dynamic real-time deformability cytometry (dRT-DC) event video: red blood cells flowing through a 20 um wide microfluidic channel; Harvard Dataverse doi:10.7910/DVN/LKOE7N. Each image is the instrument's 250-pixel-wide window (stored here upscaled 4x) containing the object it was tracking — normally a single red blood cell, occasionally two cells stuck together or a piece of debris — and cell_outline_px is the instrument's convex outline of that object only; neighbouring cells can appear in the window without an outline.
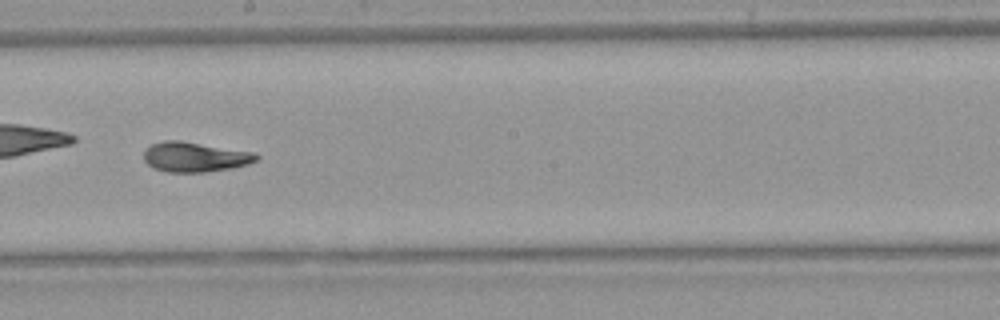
{"species": "Egyptian fruit bat (a non-hibernating species)", "species_latin": "Rousettus aegyptiacus", "temperature_condition": "warm", "stored_images_in_passage": 37, "camera_frame_rate_fps": 3000, "um_per_image_px": 0.085, "animal": {"sex": "female"}, "frame": {"image": 1, "passage_image": 16, "time_ms": 5.0, "image_size_px": [1000, 320], "cell_outline_px": [[260, 156], [256, 160], [248, 164], [232, 168], [204, 172], [168, 172], [152, 168], [144, 160], [144, 152], [152, 144], [164, 140], [180, 140], [256, 152]], "centroid_in_image_um": [16.59, 13.34], "position_along_channel_um": 231.6, "area_um2": 19.71}, "authors_computed_cell_mechanics": {"area_um2": 19.1896, "velocity_mm_per_s": 3.886, "shape_relaxation_time_tau1_ms": 5.296, "shape_relaxation_time_tau2_ms": 2.2723, "deformation_change_tau1": 0.1828, "deformation_change_tau2": 0.0917}}